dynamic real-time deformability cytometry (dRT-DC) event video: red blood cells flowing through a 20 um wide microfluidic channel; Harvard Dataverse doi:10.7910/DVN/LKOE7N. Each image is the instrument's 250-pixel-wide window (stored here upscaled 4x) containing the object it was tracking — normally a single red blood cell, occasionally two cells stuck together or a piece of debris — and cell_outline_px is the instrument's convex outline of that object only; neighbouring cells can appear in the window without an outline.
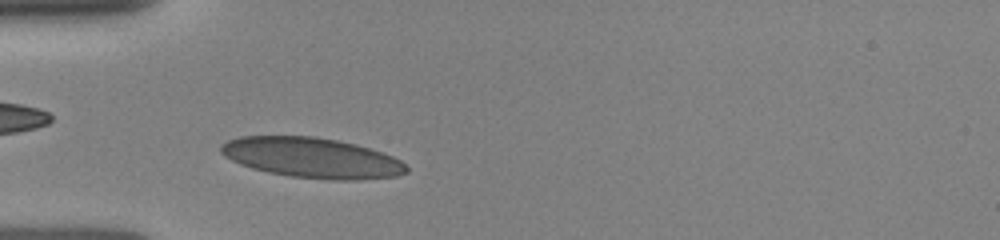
{"species": "human", "species_latin": "Homo sapiens", "temperature_condition": "room temperature", "stored_images_in_passage": 4, "camera_frame_rate_fps": 3000, "um_per_image_px": 0.085, "donor": {"sex": "female"}, "frame": {"image": 1, "passage_image": 3, "time_ms": 1.333, "image_size_px": [1000, 240], "cell_outline_px": [[408, 172], [396, 176], [360, 180], [332, 180], [292, 176], [268, 172], [252, 168], [240, 164], [224, 156], [220, 152], [220, 144], [228, 140], [240, 136], [316, 136], [356, 144], [392, 156], [400, 160], [408, 168]], "centroid_in_image_um": [26.49, 13.41], "position_along_channel_um": 58.5, "area_um2": 43.47}}
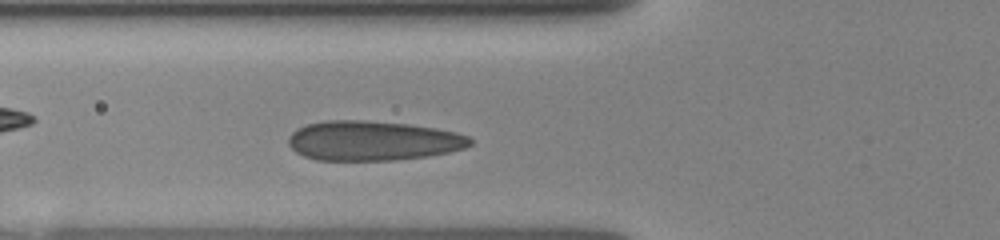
{"frame": {"image": 2, "passage_image": 4, "time_ms": 2.333, "image_size_px": [1000, 240], "cell_outline_px": [[472, 144], [464, 148], [448, 152], [428, 156], [396, 160], [316, 160], [304, 156], [296, 152], [288, 144], [288, 136], [296, 128], [308, 124], [328, 120], [360, 120], [408, 124], [436, 128], [456, 132], [468, 136], [472, 140]], "centroid_in_image_um": [31.67, 11.96], "position_along_channel_um": 94.1, "area_um2": 42.08}}